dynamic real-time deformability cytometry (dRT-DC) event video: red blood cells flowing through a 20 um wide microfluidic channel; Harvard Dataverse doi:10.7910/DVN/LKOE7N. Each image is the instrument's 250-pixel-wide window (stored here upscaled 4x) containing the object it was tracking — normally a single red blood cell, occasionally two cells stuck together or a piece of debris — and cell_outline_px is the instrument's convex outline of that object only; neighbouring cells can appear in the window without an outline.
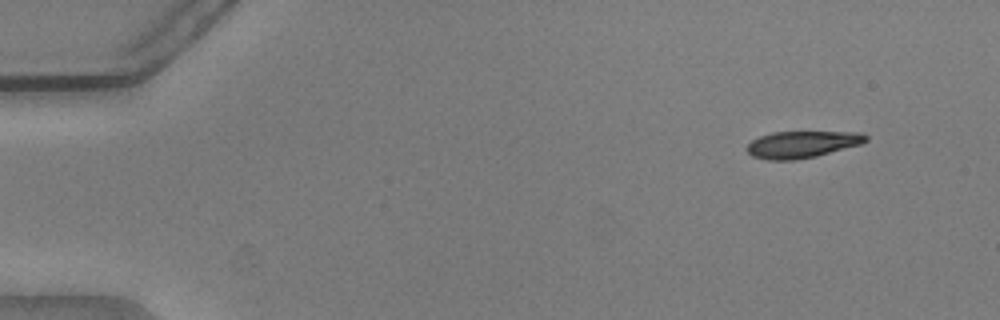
{"species": "common noctule bat (a hibernating species)", "species_latin": "Nyctalus noctula", "temperature_condition": "warm", "stored_images_in_passage": 46, "camera_frame_rate_fps": 3000, "um_per_image_px": 0.085, "animal": {"sex": "male", "body_mass_g": 20.5, "forearm_length_mm": 52.5}, "frame": {"image": 1, "passage_image": 1, "time_ms": 0.0, "image_size_px": [1000, 320], "cell_outline_px": [[868, 140], [860, 144], [816, 156], [796, 160], [768, 160], [752, 156], [744, 148], [752, 140], [760, 136], [772, 132], [860, 132], [868, 136]], "centroid_in_image_um": [68.14, 12.27], "position_along_channel_um": 16.9, "area_um2": 18.55}}
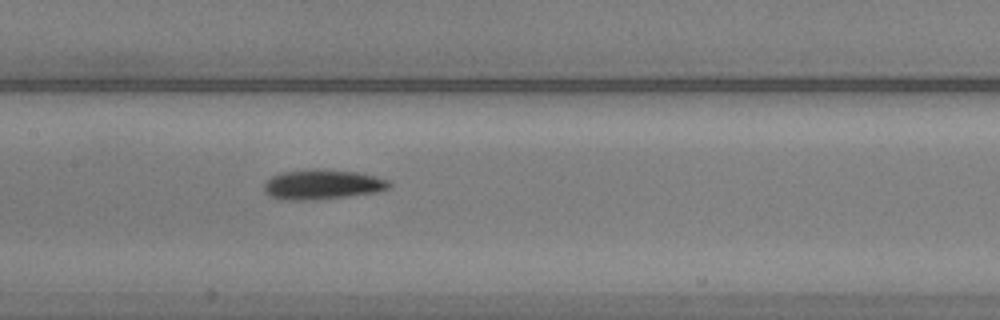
{"frame": {"image": 2, "passage_image": 23, "time_ms": 7.333, "image_size_px": [1000, 320], "cell_outline_px": [[392, 188], [376, 192], [348, 196], [316, 200], [280, 200], [264, 192], [264, 184], [272, 176], [284, 172], [316, 168], [356, 172], [388, 180], [392, 184]], "centroid_in_image_um": [27.4, 15.69], "position_along_channel_um": 180.0, "area_um2": 21.79}}
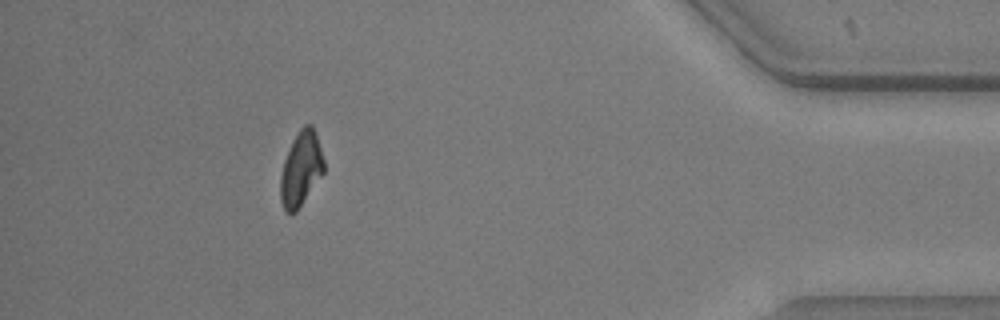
{"frame": {"image": 3, "passage_image": 45, "time_ms": 14.667, "image_size_px": [1000, 320], "cell_outline_px": [[324, 172], [296, 212], [284, 212], [280, 200], [280, 176], [284, 160], [292, 140], [300, 128], [304, 124], [312, 124], [324, 160]], "centroid_in_image_um": [25.56, 14.36], "position_along_channel_um": 409.6, "area_um2": 18.79}}